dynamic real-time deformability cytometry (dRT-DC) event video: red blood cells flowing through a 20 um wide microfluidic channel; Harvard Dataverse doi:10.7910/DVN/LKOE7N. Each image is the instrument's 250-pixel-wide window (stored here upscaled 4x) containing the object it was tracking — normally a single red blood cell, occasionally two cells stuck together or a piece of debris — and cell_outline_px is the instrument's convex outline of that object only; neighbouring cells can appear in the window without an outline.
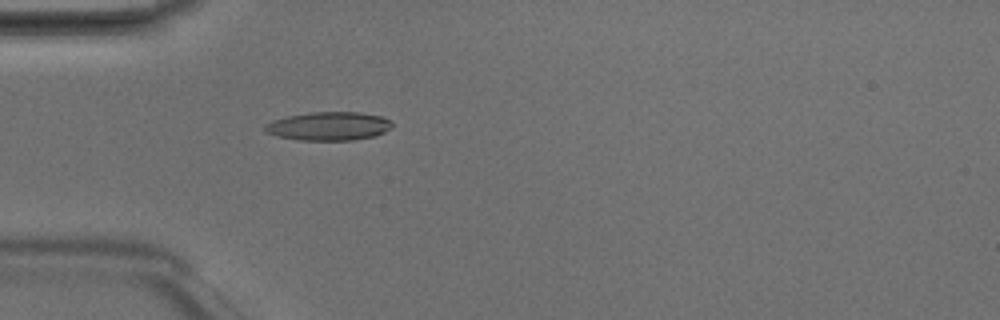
{"species": "Egyptian fruit bat (a non-hibernating species)", "species_latin": "Rousettus aegyptiacus", "temperature_condition": "room temperature", "stored_images_in_passage": 43, "camera_frame_rate_fps": 3000, "um_per_image_px": 0.085, "animal": {"sex": "male"}, "frame": {"image": 1, "passage_image": 9, "time_ms": 2.667, "image_size_px": [1000, 320], "cell_outline_px": [[392, 128], [376, 136], [352, 140], [300, 140], [276, 136], [264, 132], [264, 124], [272, 120], [288, 116], [308, 112], [360, 112], [384, 116], [392, 120]], "centroid_in_image_um": [27.96, 10.71], "position_along_channel_um": 57.0, "area_um2": 21.5}}
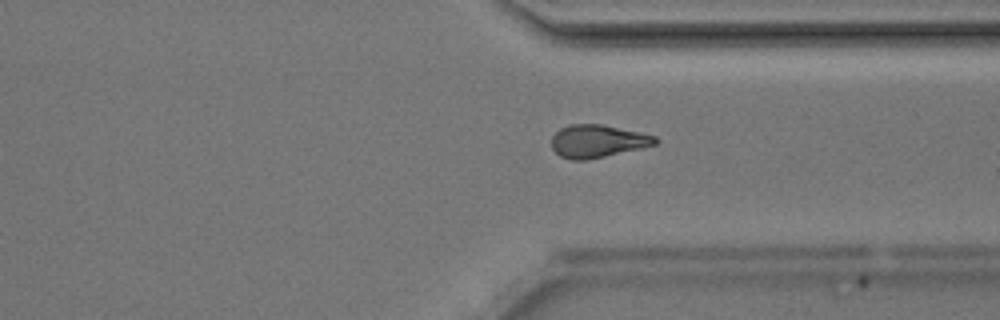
{"frame": {"image": 2, "passage_image": 31, "time_ms": 10.0, "image_size_px": [1000, 320], "cell_outline_px": [[660, 140], [656, 144], [644, 148], [588, 160], [572, 160], [560, 156], [552, 148], [552, 136], [560, 128], [568, 124], [600, 124], [640, 132], [656, 136]], "centroid_in_image_um": [50.82, 12.0], "position_along_channel_um": 360.6, "area_um2": 20.0}}
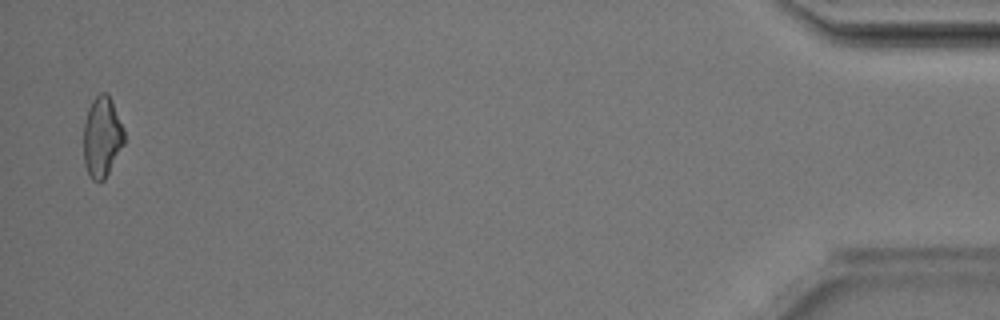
{"frame": {"image": 3, "passage_image": 42, "time_ms": 13.667, "image_size_px": [1000, 320], "cell_outline_px": [[124, 144], [104, 180], [92, 180], [84, 164], [84, 124], [88, 108], [92, 100], [100, 92], [108, 92], [112, 100], [124, 128]], "centroid_in_image_um": [8.68, 11.6], "position_along_channel_um": 426.5, "area_um2": 19.07}, "authors_computed_cell_mechanics": {"area_um2": 19.7098, "velocity_mm_per_s": 4.2055, "shape_relaxation_time_tau1_ms": 5.77, "shape_relaxation_time_tau2_ms": 2.3642, "deformation_change_tau1": 0.2094, "deformation_change_tau2": 0.1085}}